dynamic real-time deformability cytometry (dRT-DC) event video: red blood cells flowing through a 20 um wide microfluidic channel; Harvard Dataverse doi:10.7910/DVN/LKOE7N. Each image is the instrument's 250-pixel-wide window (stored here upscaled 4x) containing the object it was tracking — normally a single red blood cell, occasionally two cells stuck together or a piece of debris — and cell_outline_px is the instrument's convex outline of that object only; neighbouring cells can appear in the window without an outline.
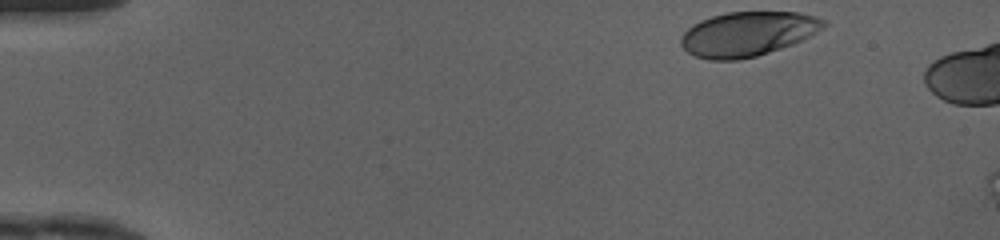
{"species": "human", "species_latin": "Homo sapiens", "temperature_condition": "cold", "stored_images_in_passage": 4, "camera_frame_rate_fps": 3000, "um_per_image_px": 0.085, "donor": {"sex": "female"}, "frame": {"image": 1, "passage_image": 1, "time_ms": 0.0, "image_size_px": [1000, 240], "cell_outline_px": [[828, 24], [816, 32], [792, 44], [756, 56], [736, 60], [708, 60], [696, 56], [688, 52], [680, 44], [680, 36], [692, 24], [700, 20], [712, 16], [728, 12], [800, 12], [816, 16], [824, 20]], "centroid_in_image_um": [63.52, 2.87], "position_along_channel_um": 21.5, "area_um2": 36.88}}